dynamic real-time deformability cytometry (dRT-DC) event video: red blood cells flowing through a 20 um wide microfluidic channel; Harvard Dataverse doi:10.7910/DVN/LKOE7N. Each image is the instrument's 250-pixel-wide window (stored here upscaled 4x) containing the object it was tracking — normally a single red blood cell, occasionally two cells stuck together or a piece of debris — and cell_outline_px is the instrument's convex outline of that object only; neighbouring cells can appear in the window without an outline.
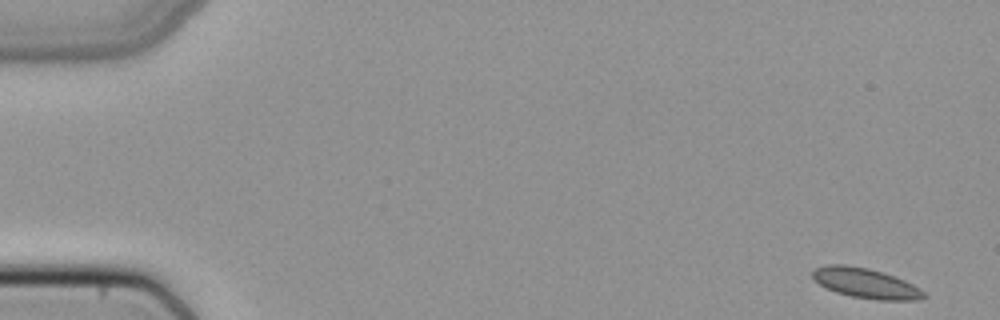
{"species": "common noctule bat (a hibernating species)", "species_latin": "Nyctalus noctula", "temperature_condition": "cold", "stored_images_in_passage": 51, "segment_of_instrument_passage": [1, 2], "camera_frame_rate_fps": 3000, "um_per_image_px": 0.085, "animal": {"sex": "female", "body_mass_g": 22.7, "forearm_length_mm": 54.2}, "frame": {"image": 1, "passage_image": 1, "time_ms": 0.0, "image_size_px": [1000, 320], "cell_outline_px": [[928, 296], [916, 300], [876, 300], [852, 296], [836, 292], [812, 280], [812, 272], [816, 268], [828, 264], [844, 264], [868, 268], [884, 272], [904, 280], [920, 288]], "centroid_in_image_um": [73.58, 24.07], "position_along_channel_um": 11.4, "area_um2": 19.48}}
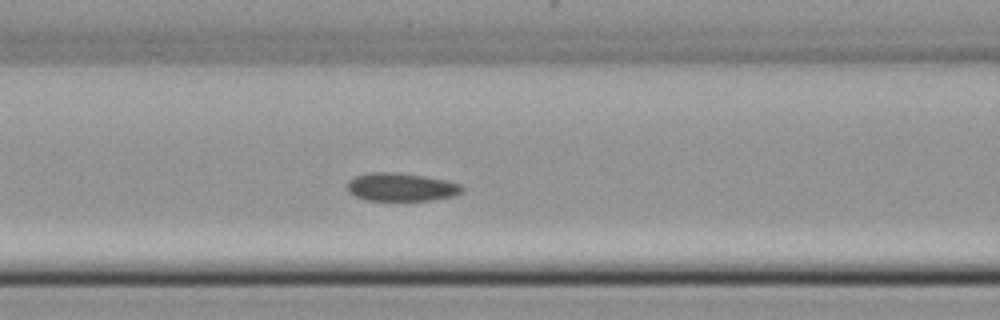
{"frame": {"image": 2, "passage_image": 21, "time_ms": 6.667, "image_size_px": [1000, 320], "cell_outline_px": [[464, 192], [452, 196], [428, 200], [364, 200], [348, 192], [348, 180], [356, 176], [368, 172], [396, 172], [424, 176], [448, 180], [460, 184], [464, 188]], "centroid_in_image_um": [34.1, 15.89], "position_along_channel_um": 132.5, "area_um2": 18.9}}
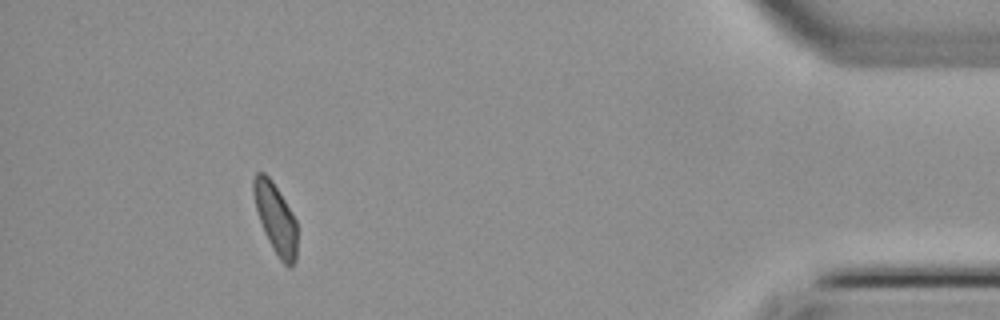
{"frame": {"image": 3, "passage_image": 46, "time_ms": 15.0, "image_size_px": [1000, 320], "cell_outline_px": [[296, 260], [292, 268], [288, 268], [280, 260], [272, 248], [264, 232], [256, 208], [252, 192], [252, 180], [256, 172], [264, 172], [272, 180], [296, 220]], "centroid_in_image_um": [23.41, 18.58], "position_along_channel_um": 411.8, "area_um2": 17.8}}